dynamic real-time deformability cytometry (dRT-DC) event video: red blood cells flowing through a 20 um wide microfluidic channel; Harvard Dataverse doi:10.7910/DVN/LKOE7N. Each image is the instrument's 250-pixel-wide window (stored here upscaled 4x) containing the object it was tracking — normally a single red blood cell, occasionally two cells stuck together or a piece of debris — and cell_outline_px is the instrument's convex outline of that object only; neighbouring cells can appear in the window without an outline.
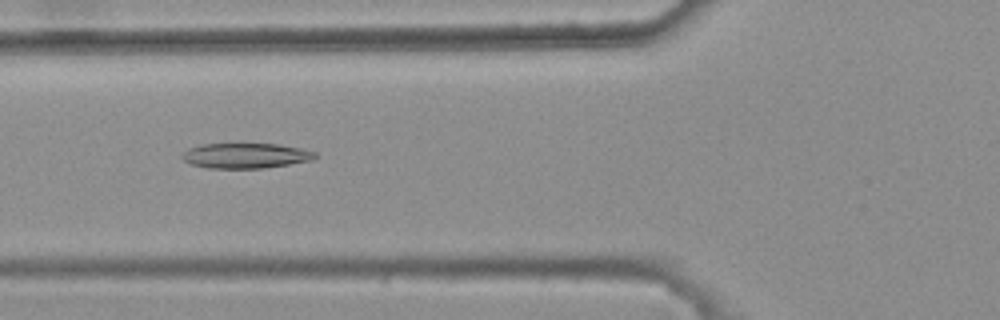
{"species": "common noctule bat (a hibernating species)", "species_latin": "Nyctalus noctula", "temperature_condition": "warm", "stored_images_in_passage": 47, "camera_frame_rate_fps": 3000, "um_per_image_px": 0.085, "animal": {"sex": "female", "body_mass_g": 25.1}, "frame": {"image": 1, "passage_image": 20, "time_ms": 6.333, "image_size_px": [1000, 320], "cell_outline_px": [[316, 156], [312, 160], [264, 168], [208, 168], [192, 164], [184, 160], [180, 156], [188, 148], [200, 144], [280, 144], [300, 148], [316, 152]], "centroid_in_image_um": [20.86, 13.23], "position_along_channel_um": 104.9, "area_um2": 19.42}}
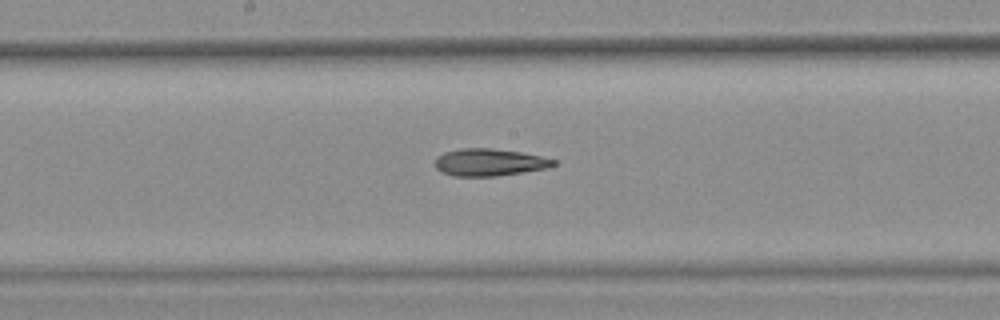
{"frame": {"image": 2, "passage_image": 28, "time_ms": 9.0, "image_size_px": [1000, 320], "cell_outline_px": [[556, 164], [548, 168], [496, 176], [452, 176], [440, 172], [432, 164], [436, 156], [444, 152], [460, 148], [492, 148], [520, 152], [540, 156], [556, 160]], "centroid_in_image_um": [41.52, 13.79], "position_along_channel_um": 206.7, "area_um2": 19.02}}
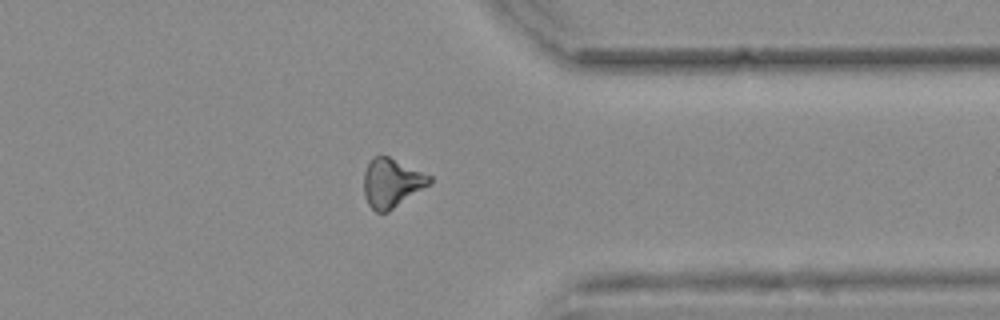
{"frame": {"image": 3, "passage_image": 42, "time_ms": 13.667, "image_size_px": [1000, 320], "cell_outline_px": [[432, 184], [388, 212], [376, 212], [368, 204], [364, 196], [364, 172], [368, 164], [376, 156], [388, 156], [432, 176]], "centroid_in_image_um": [33.32, 15.57], "position_along_channel_um": 378.1, "area_um2": 18.73}}